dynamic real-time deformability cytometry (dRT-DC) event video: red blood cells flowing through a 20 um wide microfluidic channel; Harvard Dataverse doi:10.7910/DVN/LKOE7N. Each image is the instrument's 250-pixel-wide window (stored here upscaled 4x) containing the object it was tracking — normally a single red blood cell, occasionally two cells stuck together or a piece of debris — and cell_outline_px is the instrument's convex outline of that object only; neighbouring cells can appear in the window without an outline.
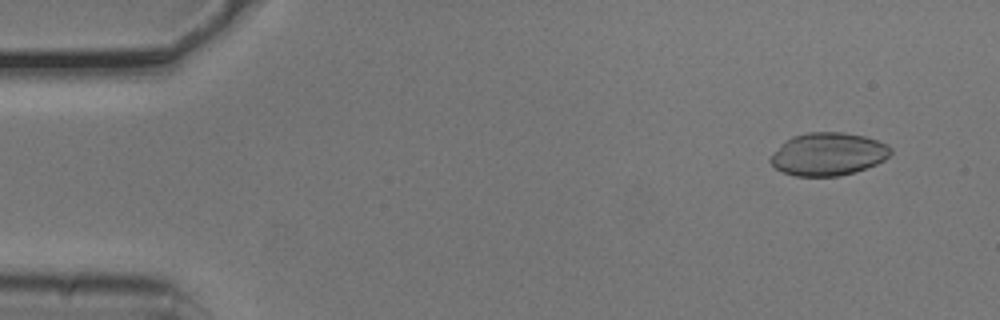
{"species": "common noctule bat (a hibernating species)", "species_latin": "Nyctalus noctula", "temperature_condition": "cold", "stored_images_in_passage": 4, "camera_frame_rate_fps": 3000, "um_per_image_px": 0.085, "animal": {"sex": "male", "body_mass_g": 20.5, "forearm_length_mm": 52.5}, "frame": {"image": 1, "passage_image": 1, "time_ms": 0.0, "image_size_px": [1000, 320], "cell_outline_px": [[892, 152], [884, 160], [876, 164], [856, 172], [840, 176], [796, 176], [784, 172], [776, 168], [768, 160], [792, 136], [808, 132], [844, 132], [864, 136], [888, 144], [892, 148]], "centroid_in_image_um": [70.45, 13.1], "position_along_channel_um": 14.6, "area_um2": 29.77}}
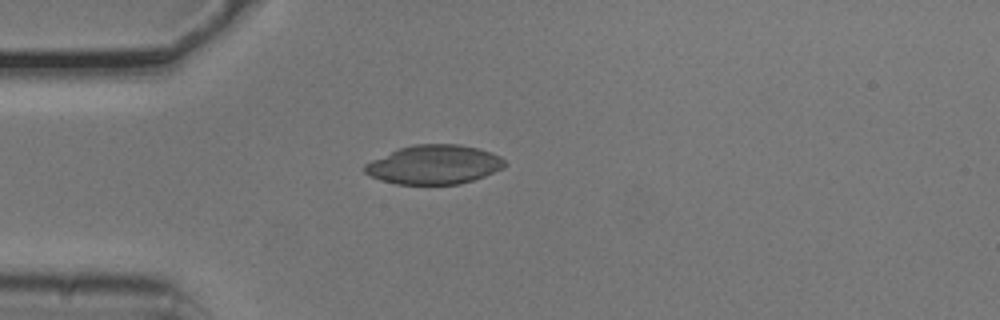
{"frame": {"image": 2, "passage_image": 4, "time_ms": 1.0, "image_size_px": [1000, 320], "cell_outline_px": [[508, 164], [504, 168], [484, 176], [460, 184], [396, 184], [380, 180], [364, 172], [364, 164], [372, 160], [400, 148], [416, 144], [460, 144], [492, 152], [500, 156]], "centroid_in_image_um": [36.93, 13.99], "position_along_channel_um": 48.1, "area_um2": 31.79}}